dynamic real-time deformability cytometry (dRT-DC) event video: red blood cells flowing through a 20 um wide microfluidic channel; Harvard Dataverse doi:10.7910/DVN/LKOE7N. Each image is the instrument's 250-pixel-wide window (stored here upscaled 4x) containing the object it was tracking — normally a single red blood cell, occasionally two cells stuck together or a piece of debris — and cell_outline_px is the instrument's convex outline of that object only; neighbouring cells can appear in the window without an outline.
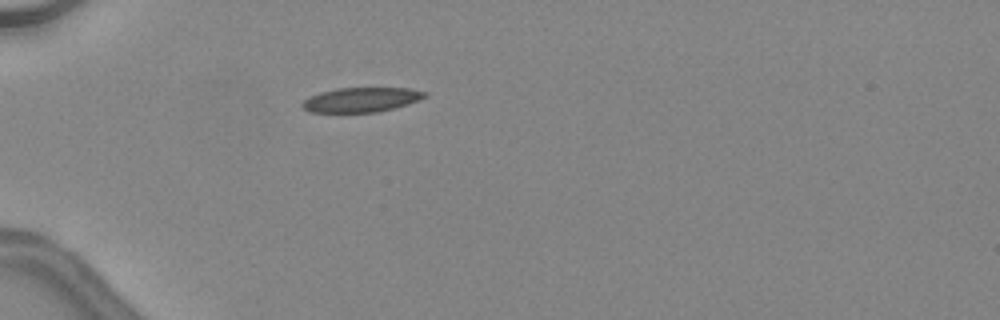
{"species": "common noctule bat (a hibernating species)", "species_latin": "Nyctalus noctula", "temperature_condition": "warm", "stored_images_in_passage": 32, "camera_frame_rate_fps": 3000, "um_per_image_px": 0.085, "animal": {"sex": "female", "body_mass_g": 24.6, "forearm_length_mm": 56.2}, "frame": {"image": 1, "passage_image": 1, "time_ms": 0.0, "image_size_px": [1000, 320], "cell_outline_px": [[428, 96], [408, 104], [380, 112], [308, 112], [300, 104], [304, 100], [320, 92], [336, 88], [408, 88], [428, 92]], "centroid_in_image_um": [30.73, 8.48], "position_along_channel_um": 54.3, "area_um2": 17.57}}
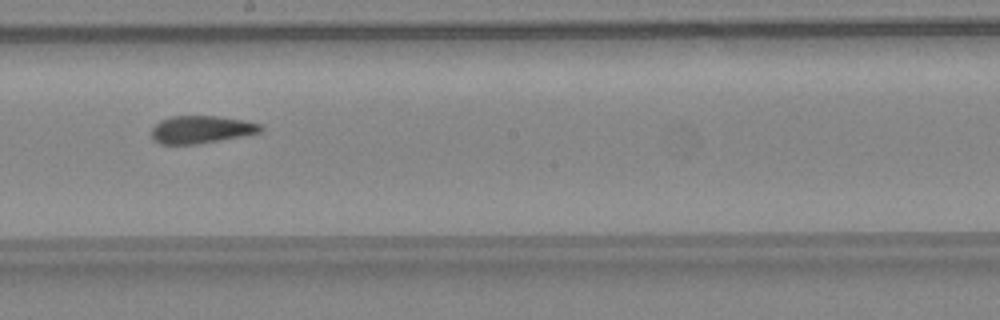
{"frame": {"image": 2, "passage_image": 14, "time_ms": 4.333, "image_size_px": [1000, 320], "cell_outline_px": [[264, 128], [260, 132], [244, 136], [196, 144], [160, 144], [152, 140], [152, 128], [160, 120], [172, 116], [216, 116], [244, 120], [260, 124]], "centroid_in_image_um": [17.1, 11.01], "position_along_channel_um": 231.1, "area_um2": 17.57}, "authors_computed_cell_mechanics": {"area_um2": 18.0625, "velocity_mm_per_s": 4.5591, "shape_relaxation_time_tau1_ms": 6.9914, "shape_relaxation_time_tau2_ms": 1.2735, "deformation_change_tau1": 0.1831, "deformation_change_tau2": 0.0715}}